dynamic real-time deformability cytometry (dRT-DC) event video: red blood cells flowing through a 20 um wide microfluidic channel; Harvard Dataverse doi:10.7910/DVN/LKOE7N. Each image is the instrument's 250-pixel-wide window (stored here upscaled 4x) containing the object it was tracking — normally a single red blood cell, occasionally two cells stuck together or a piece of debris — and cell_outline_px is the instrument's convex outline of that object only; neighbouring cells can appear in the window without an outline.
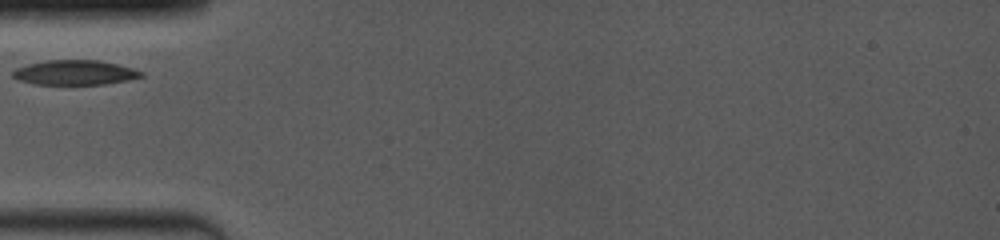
{"species": "common noctule bat (a hibernating species)", "species_latin": "Nyctalus noctula", "temperature_condition": "room temperature", "stored_images_in_passage": 24, "camera_frame_rate_fps": 4000, "um_per_image_px": 0.085, "animal": {"sex": "female", "body_mass_g": 19.0, "forearm_length_mm": 53.3}, "frame": {"image": 1, "passage_image": 1, "time_ms": 0.0, "image_size_px": [1000, 240], "cell_outline_px": [[144, 76], [128, 80], [104, 84], [32, 84], [20, 80], [12, 76], [12, 72], [16, 68], [28, 64], [44, 60], [100, 60], [136, 68], [144, 72]], "centroid_in_image_um": [6.4, 6.16], "position_along_channel_um": 78.6, "area_um2": 18.67}}
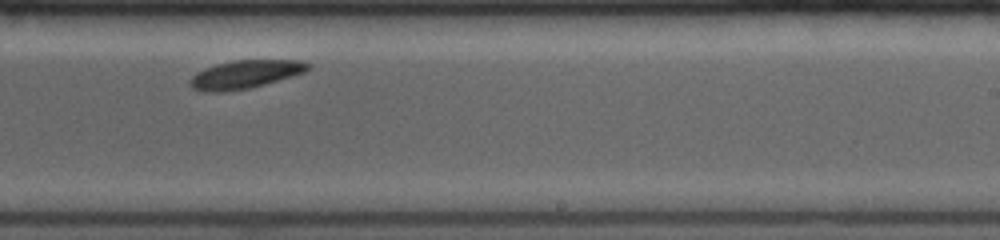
{"frame": {"image": 2, "passage_image": 14, "time_ms": 5.0, "image_size_px": [1000, 240], "cell_outline_px": [[312, 68], [304, 72], [292, 76], [264, 84], [248, 88], [224, 92], [204, 92], [192, 88], [188, 84], [188, 80], [196, 72], [204, 68], [216, 64], [232, 60], [300, 60], [312, 64]], "centroid_in_image_um": [20.81, 6.31], "position_along_channel_um": 268.2, "area_um2": 19.59}}
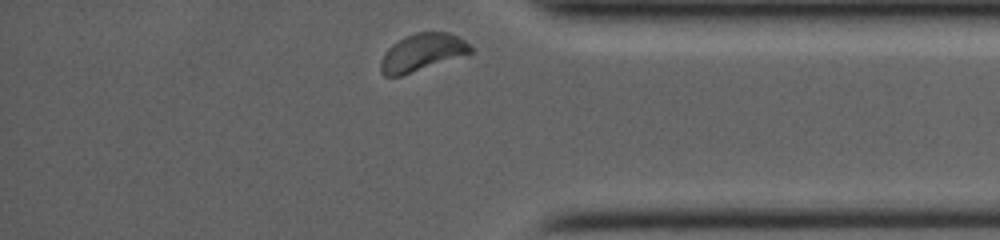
{"frame": {"image": 3, "passage_image": 24, "time_ms": 8.5, "image_size_px": [1000, 240], "cell_outline_px": [[472, 52], [400, 76], [384, 76], [380, 72], [380, 60], [384, 52], [392, 44], [404, 36], [416, 32], [448, 32], [464, 40], [472, 48]], "centroid_in_image_um": [35.81, 4.44], "position_along_channel_um": 399.4, "area_um2": 19.31}}